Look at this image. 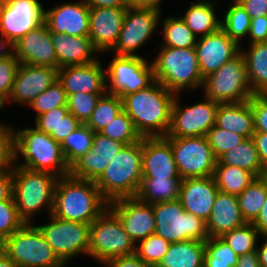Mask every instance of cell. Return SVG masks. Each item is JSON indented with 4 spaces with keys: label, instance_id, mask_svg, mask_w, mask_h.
<instances>
[{
    "label": "cell",
    "instance_id": "28",
    "mask_svg": "<svg viewBox=\"0 0 267 267\" xmlns=\"http://www.w3.org/2000/svg\"><path fill=\"white\" fill-rule=\"evenodd\" d=\"M245 223L237 196L218 191L210 217L206 222L209 238L222 237L225 233Z\"/></svg>",
    "mask_w": 267,
    "mask_h": 267
},
{
    "label": "cell",
    "instance_id": "2",
    "mask_svg": "<svg viewBox=\"0 0 267 267\" xmlns=\"http://www.w3.org/2000/svg\"><path fill=\"white\" fill-rule=\"evenodd\" d=\"M108 207L95 181L67 176L59 177L51 215L73 222L91 224Z\"/></svg>",
    "mask_w": 267,
    "mask_h": 267
},
{
    "label": "cell",
    "instance_id": "62",
    "mask_svg": "<svg viewBox=\"0 0 267 267\" xmlns=\"http://www.w3.org/2000/svg\"><path fill=\"white\" fill-rule=\"evenodd\" d=\"M235 267H262L258 261L257 252L253 251L248 254L239 256Z\"/></svg>",
    "mask_w": 267,
    "mask_h": 267
},
{
    "label": "cell",
    "instance_id": "5",
    "mask_svg": "<svg viewBox=\"0 0 267 267\" xmlns=\"http://www.w3.org/2000/svg\"><path fill=\"white\" fill-rule=\"evenodd\" d=\"M154 80L176 95L203 86L195 48L162 47L151 61Z\"/></svg>",
    "mask_w": 267,
    "mask_h": 267
},
{
    "label": "cell",
    "instance_id": "61",
    "mask_svg": "<svg viewBox=\"0 0 267 267\" xmlns=\"http://www.w3.org/2000/svg\"><path fill=\"white\" fill-rule=\"evenodd\" d=\"M252 224L260 232L261 236L267 235V196L259 216Z\"/></svg>",
    "mask_w": 267,
    "mask_h": 267
},
{
    "label": "cell",
    "instance_id": "39",
    "mask_svg": "<svg viewBox=\"0 0 267 267\" xmlns=\"http://www.w3.org/2000/svg\"><path fill=\"white\" fill-rule=\"evenodd\" d=\"M251 18L240 3L233 2L221 19V28L239 45L249 34Z\"/></svg>",
    "mask_w": 267,
    "mask_h": 267
},
{
    "label": "cell",
    "instance_id": "7",
    "mask_svg": "<svg viewBox=\"0 0 267 267\" xmlns=\"http://www.w3.org/2000/svg\"><path fill=\"white\" fill-rule=\"evenodd\" d=\"M1 249L18 267H63L42 232L33 223H25L1 243Z\"/></svg>",
    "mask_w": 267,
    "mask_h": 267
},
{
    "label": "cell",
    "instance_id": "44",
    "mask_svg": "<svg viewBox=\"0 0 267 267\" xmlns=\"http://www.w3.org/2000/svg\"><path fill=\"white\" fill-rule=\"evenodd\" d=\"M138 243L135 245V255L153 267L159 264L171 244L156 234H152Z\"/></svg>",
    "mask_w": 267,
    "mask_h": 267
},
{
    "label": "cell",
    "instance_id": "15",
    "mask_svg": "<svg viewBox=\"0 0 267 267\" xmlns=\"http://www.w3.org/2000/svg\"><path fill=\"white\" fill-rule=\"evenodd\" d=\"M44 19L40 0H0V33L13 44L42 25Z\"/></svg>",
    "mask_w": 267,
    "mask_h": 267
},
{
    "label": "cell",
    "instance_id": "35",
    "mask_svg": "<svg viewBox=\"0 0 267 267\" xmlns=\"http://www.w3.org/2000/svg\"><path fill=\"white\" fill-rule=\"evenodd\" d=\"M267 196V175L255 177L237 198L246 223H253L261 212Z\"/></svg>",
    "mask_w": 267,
    "mask_h": 267
},
{
    "label": "cell",
    "instance_id": "37",
    "mask_svg": "<svg viewBox=\"0 0 267 267\" xmlns=\"http://www.w3.org/2000/svg\"><path fill=\"white\" fill-rule=\"evenodd\" d=\"M162 23L161 33L165 41L162 47L195 48L198 38L179 16H168Z\"/></svg>",
    "mask_w": 267,
    "mask_h": 267
},
{
    "label": "cell",
    "instance_id": "58",
    "mask_svg": "<svg viewBox=\"0 0 267 267\" xmlns=\"http://www.w3.org/2000/svg\"><path fill=\"white\" fill-rule=\"evenodd\" d=\"M263 168L267 171V133L255 132L252 136Z\"/></svg>",
    "mask_w": 267,
    "mask_h": 267
},
{
    "label": "cell",
    "instance_id": "55",
    "mask_svg": "<svg viewBox=\"0 0 267 267\" xmlns=\"http://www.w3.org/2000/svg\"><path fill=\"white\" fill-rule=\"evenodd\" d=\"M104 266L107 267H153L149 264H146L135 254L129 256L115 257L108 260Z\"/></svg>",
    "mask_w": 267,
    "mask_h": 267
},
{
    "label": "cell",
    "instance_id": "45",
    "mask_svg": "<svg viewBox=\"0 0 267 267\" xmlns=\"http://www.w3.org/2000/svg\"><path fill=\"white\" fill-rule=\"evenodd\" d=\"M67 99L66 91L57 80L44 92L34 98L28 107L36 111L35 116H38L55 108L66 106Z\"/></svg>",
    "mask_w": 267,
    "mask_h": 267
},
{
    "label": "cell",
    "instance_id": "20",
    "mask_svg": "<svg viewBox=\"0 0 267 267\" xmlns=\"http://www.w3.org/2000/svg\"><path fill=\"white\" fill-rule=\"evenodd\" d=\"M58 80V69L20 63L8 102L28 106Z\"/></svg>",
    "mask_w": 267,
    "mask_h": 267
},
{
    "label": "cell",
    "instance_id": "18",
    "mask_svg": "<svg viewBox=\"0 0 267 267\" xmlns=\"http://www.w3.org/2000/svg\"><path fill=\"white\" fill-rule=\"evenodd\" d=\"M240 49L241 46L232 40L222 28L214 33L199 37L195 50L203 79L236 57L241 52Z\"/></svg>",
    "mask_w": 267,
    "mask_h": 267
},
{
    "label": "cell",
    "instance_id": "12",
    "mask_svg": "<svg viewBox=\"0 0 267 267\" xmlns=\"http://www.w3.org/2000/svg\"><path fill=\"white\" fill-rule=\"evenodd\" d=\"M46 224L36 225L54 253L66 265L78 254H89L90 224L49 215ZM71 259V260H70Z\"/></svg>",
    "mask_w": 267,
    "mask_h": 267
},
{
    "label": "cell",
    "instance_id": "21",
    "mask_svg": "<svg viewBox=\"0 0 267 267\" xmlns=\"http://www.w3.org/2000/svg\"><path fill=\"white\" fill-rule=\"evenodd\" d=\"M127 7H102L89 10V38L99 53L109 52L116 44Z\"/></svg>",
    "mask_w": 267,
    "mask_h": 267
},
{
    "label": "cell",
    "instance_id": "24",
    "mask_svg": "<svg viewBox=\"0 0 267 267\" xmlns=\"http://www.w3.org/2000/svg\"><path fill=\"white\" fill-rule=\"evenodd\" d=\"M58 81L66 91L67 97L78 92L106 93L105 68L103 69L102 62L99 59L84 65L59 68Z\"/></svg>",
    "mask_w": 267,
    "mask_h": 267
},
{
    "label": "cell",
    "instance_id": "34",
    "mask_svg": "<svg viewBox=\"0 0 267 267\" xmlns=\"http://www.w3.org/2000/svg\"><path fill=\"white\" fill-rule=\"evenodd\" d=\"M181 178H142L137 198L144 203L175 201L179 198Z\"/></svg>",
    "mask_w": 267,
    "mask_h": 267
},
{
    "label": "cell",
    "instance_id": "6",
    "mask_svg": "<svg viewBox=\"0 0 267 267\" xmlns=\"http://www.w3.org/2000/svg\"><path fill=\"white\" fill-rule=\"evenodd\" d=\"M58 178L49 172L13 167L12 195L18 214L25 223H32L33 215L42 209H47L49 215L52 213Z\"/></svg>",
    "mask_w": 267,
    "mask_h": 267
},
{
    "label": "cell",
    "instance_id": "52",
    "mask_svg": "<svg viewBox=\"0 0 267 267\" xmlns=\"http://www.w3.org/2000/svg\"><path fill=\"white\" fill-rule=\"evenodd\" d=\"M255 132L267 133V94H254L250 98Z\"/></svg>",
    "mask_w": 267,
    "mask_h": 267
},
{
    "label": "cell",
    "instance_id": "51",
    "mask_svg": "<svg viewBox=\"0 0 267 267\" xmlns=\"http://www.w3.org/2000/svg\"><path fill=\"white\" fill-rule=\"evenodd\" d=\"M20 61L13 54L0 60V94L9 99Z\"/></svg>",
    "mask_w": 267,
    "mask_h": 267
},
{
    "label": "cell",
    "instance_id": "16",
    "mask_svg": "<svg viewBox=\"0 0 267 267\" xmlns=\"http://www.w3.org/2000/svg\"><path fill=\"white\" fill-rule=\"evenodd\" d=\"M161 12L127 7L118 40L110 51L115 52V55L141 56L135 52L153 36Z\"/></svg>",
    "mask_w": 267,
    "mask_h": 267
},
{
    "label": "cell",
    "instance_id": "27",
    "mask_svg": "<svg viewBox=\"0 0 267 267\" xmlns=\"http://www.w3.org/2000/svg\"><path fill=\"white\" fill-rule=\"evenodd\" d=\"M57 56L58 69L66 66L84 65L98 60L99 52L89 37L69 36L66 33H50Z\"/></svg>",
    "mask_w": 267,
    "mask_h": 267
},
{
    "label": "cell",
    "instance_id": "14",
    "mask_svg": "<svg viewBox=\"0 0 267 267\" xmlns=\"http://www.w3.org/2000/svg\"><path fill=\"white\" fill-rule=\"evenodd\" d=\"M178 95L172 105L170 128L165 137L206 136L216 124L219 103L204 97L205 101L183 107Z\"/></svg>",
    "mask_w": 267,
    "mask_h": 267
},
{
    "label": "cell",
    "instance_id": "30",
    "mask_svg": "<svg viewBox=\"0 0 267 267\" xmlns=\"http://www.w3.org/2000/svg\"><path fill=\"white\" fill-rule=\"evenodd\" d=\"M186 10L181 19L196 37L206 36L221 28V18L215 14V7L210 0H197ZM198 35V36H197Z\"/></svg>",
    "mask_w": 267,
    "mask_h": 267
},
{
    "label": "cell",
    "instance_id": "40",
    "mask_svg": "<svg viewBox=\"0 0 267 267\" xmlns=\"http://www.w3.org/2000/svg\"><path fill=\"white\" fill-rule=\"evenodd\" d=\"M239 256L221 237L205 241L203 267H235Z\"/></svg>",
    "mask_w": 267,
    "mask_h": 267
},
{
    "label": "cell",
    "instance_id": "46",
    "mask_svg": "<svg viewBox=\"0 0 267 267\" xmlns=\"http://www.w3.org/2000/svg\"><path fill=\"white\" fill-rule=\"evenodd\" d=\"M102 95L81 92L70 94L67 99L68 110L81 124H86Z\"/></svg>",
    "mask_w": 267,
    "mask_h": 267
},
{
    "label": "cell",
    "instance_id": "9",
    "mask_svg": "<svg viewBox=\"0 0 267 267\" xmlns=\"http://www.w3.org/2000/svg\"><path fill=\"white\" fill-rule=\"evenodd\" d=\"M154 209L155 234L170 243L209 239L206 222L184 210L179 200L151 204Z\"/></svg>",
    "mask_w": 267,
    "mask_h": 267
},
{
    "label": "cell",
    "instance_id": "49",
    "mask_svg": "<svg viewBox=\"0 0 267 267\" xmlns=\"http://www.w3.org/2000/svg\"><path fill=\"white\" fill-rule=\"evenodd\" d=\"M69 113L68 106H61L35 117V128L50 135L58 142V125Z\"/></svg>",
    "mask_w": 267,
    "mask_h": 267
},
{
    "label": "cell",
    "instance_id": "19",
    "mask_svg": "<svg viewBox=\"0 0 267 267\" xmlns=\"http://www.w3.org/2000/svg\"><path fill=\"white\" fill-rule=\"evenodd\" d=\"M125 145L95 132L92 147L70 166V175L96 181Z\"/></svg>",
    "mask_w": 267,
    "mask_h": 267
},
{
    "label": "cell",
    "instance_id": "42",
    "mask_svg": "<svg viewBox=\"0 0 267 267\" xmlns=\"http://www.w3.org/2000/svg\"><path fill=\"white\" fill-rule=\"evenodd\" d=\"M260 235L252 223H245L243 226L225 233L221 238L238 256H241L257 250L258 245L256 244Z\"/></svg>",
    "mask_w": 267,
    "mask_h": 267
},
{
    "label": "cell",
    "instance_id": "25",
    "mask_svg": "<svg viewBox=\"0 0 267 267\" xmlns=\"http://www.w3.org/2000/svg\"><path fill=\"white\" fill-rule=\"evenodd\" d=\"M142 178H181L165 137L142 138Z\"/></svg>",
    "mask_w": 267,
    "mask_h": 267
},
{
    "label": "cell",
    "instance_id": "32",
    "mask_svg": "<svg viewBox=\"0 0 267 267\" xmlns=\"http://www.w3.org/2000/svg\"><path fill=\"white\" fill-rule=\"evenodd\" d=\"M241 53L253 94H267V42L249 44Z\"/></svg>",
    "mask_w": 267,
    "mask_h": 267
},
{
    "label": "cell",
    "instance_id": "10",
    "mask_svg": "<svg viewBox=\"0 0 267 267\" xmlns=\"http://www.w3.org/2000/svg\"><path fill=\"white\" fill-rule=\"evenodd\" d=\"M204 97L218 103L249 101L254 95L248 80L245 58L240 52L216 72L204 78Z\"/></svg>",
    "mask_w": 267,
    "mask_h": 267
},
{
    "label": "cell",
    "instance_id": "11",
    "mask_svg": "<svg viewBox=\"0 0 267 267\" xmlns=\"http://www.w3.org/2000/svg\"><path fill=\"white\" fill-rule=\"evenodd\" d=\"M106 68V93L120 98L144 89L154 81L152 62L142 56L115 55Z\"/></svg>",
    "mask_w": 267,
    "mask_h": 267
},
{
    "label": "cell",
    "instance_id": "43",
    "mask_svg": "<svg viewBox=\"0 0 267 267\" xmlns=\"http://www.w3.org/2000/svg\"><path fill=\"white\" fill-rule=\"evenodd\" d=\"M99 133L126 145L142 140L132 119L124 111L110 121Z\"/></svg>",
    "mask_w": 267,
    "mask_h": 267
},
{
    "label": "cell",
    "instance_id": "36",
    "mask_svg": "<svg viewBox=\"0 0 267 267\" xmlns=\"http://www.w3.org/2000/svg\"><path fill=\"white\" fill-rule=\"evenodd\" d=\"M219 191L238 196L255 179V176L242 168L216 164L214 175Z\"/></svg>",
    "mask_w": 267,
    "mask_h": 267
},
{
    "label": "cell",
    "instance_id": "67",
    "mask_svg": "<svg viewBox=\"0 0 267 267\" xmlns=\"http://www.w3.org/2000/svg\"><path fill=\"white\" fill-rule=\"evenodd\" d=\"M241 0H232V2L239 3Z\"/></svg>",
    "mask_w": 267,
    "mask_h": 267
},
{
    "label": "cell",
    "instance_id": "31",
    "mask_svg": "<svg viewBox=\"0 0 267 267\" xmlns=\"http://www.w3.org/2000/svg\"><path fill=\"white\" fill-rule=\"evenodd\" d=\"M205 242L185 240L171 243L156 267H203Z\"/></svg>",
    "mask_w": 267,
    "mask_h": 267
},
{
    "label": "cell",
    "instance_id": "22",
    "mask_svg": "<svg viewBox=\"0 0 267 267\" xmlns=\"http://www.w3.org/2000/svg\"><path fill=\"white\" fill-rule=\"evenodd\" d=\"M14 45V55L22 64L49 66L58 69L57 56L50 30L43 23L22 36Z\"/></svg>",
    "mask_w": 267,
    "mask_h": 267
},
{
    "label": "cell",
    "instance_id": "48",
    "mask_svg": "<svg viewBox=\"0 0 267 267\" xmlns=\"http://www.w3.org/2000/svg\"><path fill=\"white\" fill-rule=\"evenodd\" d=\"M24 224L18 214L13 195L8 200L0 201V243Z\"/></svg>",
    "mask_w": 267,
    "mask_h": 267
},
{
    "label": "cell",
    "instance_id": "60",
    "mask_svg": "<svg viewBox=\"0 0 267 267\" xmlns=\"http://www.w3.org/2000/svg\"><path fill=\"white\" fill-rule=\"evenodd\" d=\"M163 0H127L130 8L154 9L161 11L160 4Z\"/></svg>",
    "mask_w": 267,
    "mask_h": 267
},
{
    "label": "cell",
    "instance_id": "47",
    "mask_svg": "<svg viewBox=\"0 0 267 267\" xmlns=\"http://www.w3.org/2000/svg\"><path fill=\"white\" fill-rule=\"evenodd\" d=\"M209 146L212 148L214 156L218 159L223 153L238 146L244 139L242 135H238L233 131L226 130L218 127L216 124L213 125L207 135Z\"/></svg>",
    "mask_w": 267,
    "mask_h": 267
},
{
    "label": "cell",
    "instance_id": "33",
    "mask_svg": "<svg viewBox=\"0 0 267 267\" xmlns=\"http://www.w3.org/2000/svg\"><path fill=\"white\" fill-rule=\"evenodd\" d=\"M217 164H226L245 169L255 177L267 175L252 137L244 139L238 146L223 153L218 158Z\"/></svg>",
    "mask_w": 267,
    "mask_h": 267
},
{
    "label": "cell",
    "instance_id": "59",
    "mask_svg": "<svg viewBox=\"0 0 267 267\" xmlns=\"http://www.w3.org/2000/svg\"><path fill=\"white\" fill-rule=\"evenodd\" d=\"M89 8H102V7H128L127 0H85Z\"/></svg>",
    "mask_w": 267,
    "mask_h": 267
},
{
    "label": "cell",
    "instance_id": "1",
    "mask_svg": "<svg viewBox=\"0 0 267 267\" xmlns=\"http://www.w3.org/2000/svg\"><path fill=\"white\" fill-rule=\"evenodd\" d=\"M175 97V93L154 80L146 88L123 96V111L132 119L142 138L165 137Z\"/></svg>",
    "mask_w": 267,
    "mask_h": 267
},
{
    "label": "cell",
    "instance_id": "57",
    "mask_svg": "<svg viewBox=\"0 0 267 267\" xmlns=\"http://www.w3.org/2000/svg\"><path fill=\"white\" fill-rule=\"evenodd\" d=\"M79 125L81 123L69 112L60 120L58 125V142L62 144L66 137L74 132Z\"/></svg>",
    "mask_w": 267,
    "mask_h": 267
},
{
    "label": "cell",
    "instance_id": "38",
    "mask_svg": "<svg viewBox=\"0 0 267 267\" xmlns=\"http://www.w3.org/2000/svg\"><path fill=\"white\" fill-rule=\"evenodd\" d=\"M123 111L122 98L105 93L98 100L86 125L94 132H100L110 121Z\"/></svg>",
    "mask_w": 267,
    "mask_h": 267
},
{
    "label": "cell",
    "instance_id": "41",
    "mask_svg": "<svg viewBox=\"0 0 267 267\" xmlns=\"http://www.w3.org/2000/svg\"><path fill=\"white\" fill-rule=\"evenodd\" d=\"M94 133L86 124H81L66 137L61 147L69 166L92 147Z\"/></svg>",
    "mask_w": 267,
    "mask_h": 267
},
{
    "label": "cell",
    "instance_id": "65",
    "mask_svg": "<svg viewBox=\"0 0 267 267\" xmlns=\"http://www.w3.org/2000/svg\"><path fill=\"white\" fill-rule=\"evenodd\" d=\"M0 267H18L2 249H0Z\"/></svg>",
    "mask_w": 267,
    "mask_h": 267
},
{
    "label": "cell",
    "instance_id": "8",
    "mask_svg": "<svg viewBox=\"0 0 267 267\" xmlns=\"http://www.w3.org/2000/svg\"><path fill=\"white\" fill-rule=\"evenodd\" d=\"M135 254V243L119 218L107 209L90 224L89 254L104 265L108 260Z\"/></svg>",
    "mask_w": 267,
    "mask_h": 267
},
{
    "label": "cell",
    "instance_id": "64",
    "mask_svg": "<svg viewBox=\"0 0 267 267\" xmlns=\"http://www.w3.org/2000/svg\"><path fill=\"white\" fill-rule=\"evenodd\" d=\"M263 242L260 243V247H257L258 261L262 267H267V235H262Z\"/></svg>",
    "mask_w": 267,
    "mask_h": 267
},
{
    "label": "cell",
    "instance_id": "56",
    "mask_svg": "<svg viewBox=\"0 0 267 267\" xmlns=\"http://www.w3.org/2000/svg\"><path fill=\"white\" fill-rule=\"evenodd\" d=\"M239 3L251 19L267 16V0H241Z\"/></svg>",
    "mask_w": 267,
    "mask_h": 267
},
{
    "label": "cell",
    "instance_id": "54",
    "mask_svg": "<svg viewBox=\"0 0 267 267\" xmlns=\"http://www.w3.org/2000/svg\"><path fill=\"white\" fill-rule=\"evenodd\" d=\"M13 193V167H0V201L8 200Z\"/></svg>",
    "mask_w": 267,
    "mask_h": 267
},
{
    "label": "cell",
    "instance_id": "4",
    "mask_svg": "<svg viewBox=\"0 0 267 267\" xmlns=\"http://www.w3.org/2000/svg\"><path fill=\"white\" fill-rule=\"evenodd\" d=\"M15 155L16 161L21 155L24 158L23 163H15V166L49 172L58 177L70 174L61 144L36 128L15 129Z\"/></svg>",
    "mask_w": 267,
    "mask_h": 267
},
{
    "label": "cell",
    "instance_id": "3",
    "mask_svg": "<svg viewBox=\"0 0 267 267\" xmlns=\"http://www.w3.org/2000/svg\"><path fill=\"white\" fill-rule=\"evenodd\" d=\"M142 182V140L125 145L95 181L109 203L136 197Z\"/></svg>",
    "mask_w": 267,
    "mask_h": 267
},
{
    "label": "cell",
    "instance_id": "63",
    "mask_svg": "<svg viewBox=\"0 0 267 267\" xmlns=\"http://www.w3.org/2000/svg\"><path fill=\"white\" fill-rule=\"evenodd\" d=\"M0 60L8 58L14 54V45L13 43L4 37L0 33Z\"/></svg>",
    "mask_w": 267,
    "mask_h": 267
},
{
    "label": "cell",
    "instance_id": "23",
    "mask_svg": "<svg viewBox=\"0 0 267 267\" xmlns=\"http://www.w3.org/2000/svg\"><path fill=\"white\" fill-rule=\"evenodd\" d=\"M89 10L85 0L64 2L52 9L45 10L44 23L50 33L88 37Z\"/></svg>",
    "mask_w": 267,
    "mask_h": 267
},
{
    "label": "cell",
    "instance_id": "26",
    "mask_svg": "<svg viewBox=\"0 0 267 267\" xmlns=\"http://www.w3.org/2000/svg\"><path fill=\"white\" fill-rule=\"evenodd\" d=\"M218 191L213 176L185 178L181 182L178 200L186 212L207 222Z\"/></svg>",
    "mask_w": 267,
    "mask_h": 267
},
{
    "label": "cell",
    "instance_id": "66",
    "mask_svg": "<svg viewBox=\"0 0 267 267\" xmlns=\"http://www.w3.org/2000/svg\"><path fill=\"white\" fill-rule=\"evenodd\" d=\"M6 103H8V99L5 96L0 94V110L3 108V106ZM0 125H8V124H5L4 122L0 121Z\"/></svg>",
    "mask_w": 267,
    "mask_h": 267
},
{
    "label": "cell",
    "instance_id": "29",
    "mask_svg": "<svg viewBox=\"0 0 267 267\" xmlns=\"http://www.w3.org/2000/svg\"><path fill=\"white\" fill-rule=\"evenodd\" d=\"M216 125L245 138H251L255 133V126L250 100L238 103H219Z\"/></svg>",
    "mask_w": 267,
    "mask_h": 267
},
{
    "label": "cell",
    "instance_id": "50",
    "mask_svg": "<svg viewBox=\"0 0 267 267\" xmlns=\"http://www.w3.org/2000/svg\"><path fill=\"white\" fill-rule=\"evenodd\" d=\"M15 163V128L0 125V167H14Z\"/></svg>",
    "mask_w": 267,
    "mask_h": 267
},
{
    "label": "cell",
    "instance_id": "53",
    "mask_svg": "<svg viewBox=\"0 0 267 267\" xmlns=\"http://www.w3.org/2000/svg\"><path fill=\"white\" fill-rule=\"evenodd\" d=\"M249 44L267 42V16L251 19Z\"/></svg>",
    "mask_w": 267,
    "mask_h": 267
},
{
    "label": "cell",
    "instance_id": "17",
    "mask_svg": "<svg viewBox=\"0 0 267 267\" xmlns=\"http://www.w3.org/2000/svg\"><path fill=\"white\" fill-rule=\"evenodd\" d=\"M108 208L119 218L123 229L136 244L155 234L153 206L137 197L121 198L108 203Z\"/></svg>",
    "mask_w": 267,
    "mask_h": 267
},
{
    "label": "cell",
    "instance_id": "13",
    "mask_svg": "<svg viewBox=\"0 0 267 267\" xmlns=\"http://www.w3.org/2000/svg\"><path fill=\"white\" fill-rule=\"evenodd\" d=\"M165 138L171 144L181 179L214 175L218 159L206 136Z\"/></svg>",
    "mask_w": 267,
    "mask_h": 267
}]
</instances>
